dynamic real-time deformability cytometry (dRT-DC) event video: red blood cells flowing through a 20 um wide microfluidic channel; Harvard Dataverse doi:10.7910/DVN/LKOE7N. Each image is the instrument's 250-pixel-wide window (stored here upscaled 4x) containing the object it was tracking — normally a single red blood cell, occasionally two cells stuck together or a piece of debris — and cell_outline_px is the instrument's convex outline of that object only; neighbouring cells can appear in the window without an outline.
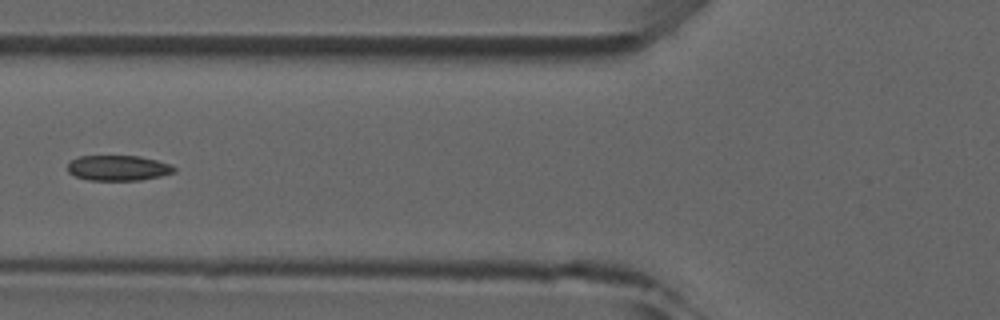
{"species": "common noctule bat (a hibernating species)", "species_latin": "Nyctalus noctula", "temperature_condition": "room temperature", "stored_images_in_passage": 6, "camera_frame_rate_fps": 3000, "um_per_image_px": 0.085, "animal": {"sex": "male", "forearm_length_mm": 52.5}, "frame": {"image": 1, "passage_image": 5, "time_ms": 5.667, "image_size_px": [1000, 320], "cell_outline_px": [[176, 172], [160, 176], [140, 180], [88, 180], [76, 176], [68, 172], [68, 164], [72, 160], [80, 156], [140, 156], [172, 164], [176, 168]], "centroid_in_image_um": [10.08, 14.28], "position_along_channel_um": 115.7, "area_um2": 15.72}}
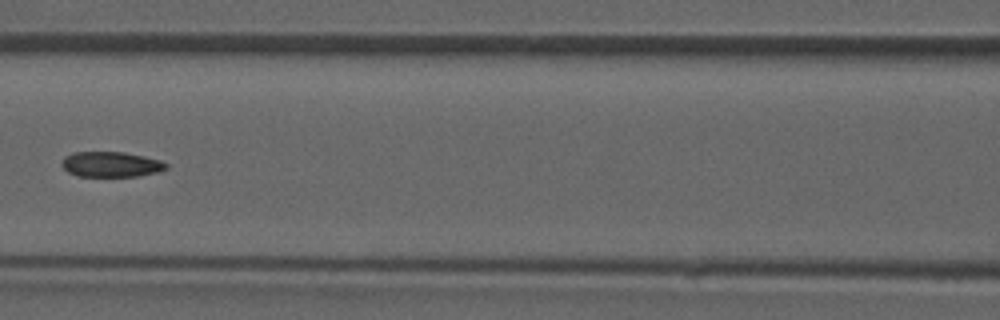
{"frame": {"image": 2, "passage_image": 6, "time_ms": 6.667, "image_size_px": [1000, 320], "cell_outline_px": [[168, 168], [156, 172], [136, 176], [76, 176], [68, 172], [60, 164], [64, 156], [72, 152], [124, 152], [144, 156], [160, 160], [168, 164]], "centroid_in_image_um": [9.4, 13.96], "position_along_channel_um": 157.2, "area_um2": 15.43}}